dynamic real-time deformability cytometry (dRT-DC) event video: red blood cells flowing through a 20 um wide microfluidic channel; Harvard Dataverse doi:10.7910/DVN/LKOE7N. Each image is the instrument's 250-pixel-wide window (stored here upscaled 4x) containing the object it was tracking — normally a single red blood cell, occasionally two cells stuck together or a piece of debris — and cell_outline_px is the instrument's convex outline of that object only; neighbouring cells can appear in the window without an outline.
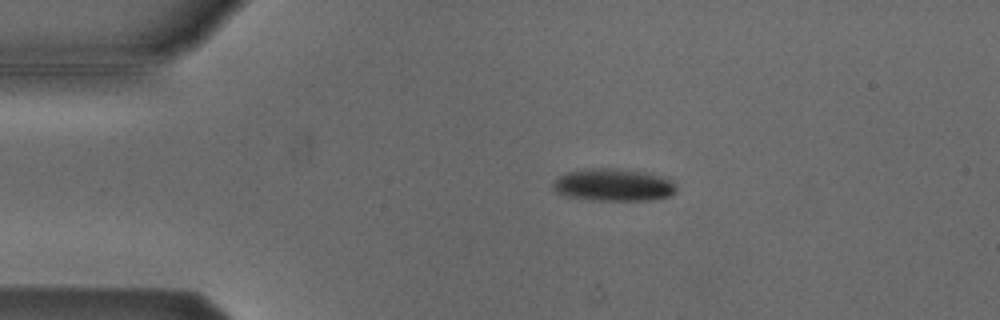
{"species": "Egyptian fruit bat (a non-hibernating species)", "species_latin": "Rousettus aegyptiacus", "temperature_condition": "cold", "stored_images_in_passage": 7, "camera_frame_rate_fps": 3000, "um_per_image_px": 0.085, "animal": {"sex": "male"}, "frame": {"image": 1, "passage_image": 3, "time_ms": 0.667, "image_size_px": [1000, 320], "cell_outline_px": [[676, 192], [672, 196], [648, 200], [600, 200], [564, 196], [556, 192], [552, 188], [552, 184], [556, 176], [568, 172], [592, 168], [616, 168], [648, 172], [660, 176], [668, 180], [676, 188]], "centroid_in_image_um": [52.1, 15.71], "position_along_channel_um": 32.9, "area_um2": 23.29}}
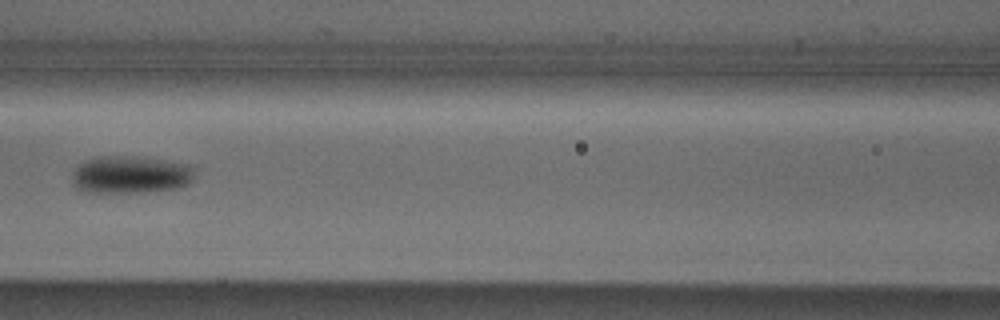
{"frame": {"image": 2, "passage_image": 6, "time_ms": 1.667, "image_size_px": [1000, 320], "cell_outline_px": [[196, 168], [192, 180], [188, 184], [180, 188], [140, 192], [84, 192], [76, 188], [72, 184], [72, 176], [76, 168], [84, 160], [96, 156], [140, 156], [192, 164]], "centroid_in_image_um": [11.13, 14.83], "position_along_channel_um": 155.5, "area_um2": 27.34}}
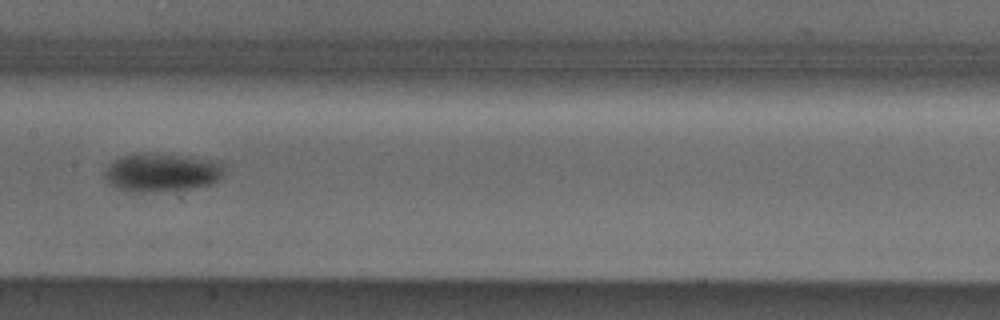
{"frame": {"image": 3, "passage_image": 7, "time_ms": 2.0, "image_size_px": [1000, 320], "cell_outline_px": [[224, 164], [220, 176], [212, 184], [172, 192], [132, 192], [120, 188], [112, 184], [104, 176], [108, 168], [116, 160], [124, 156], [180, 156], [220, 160]], "centroid_in_image_um": [13.84, 14.72], "position_along_channel_um": 193.6, "area_um2": 25.72}}